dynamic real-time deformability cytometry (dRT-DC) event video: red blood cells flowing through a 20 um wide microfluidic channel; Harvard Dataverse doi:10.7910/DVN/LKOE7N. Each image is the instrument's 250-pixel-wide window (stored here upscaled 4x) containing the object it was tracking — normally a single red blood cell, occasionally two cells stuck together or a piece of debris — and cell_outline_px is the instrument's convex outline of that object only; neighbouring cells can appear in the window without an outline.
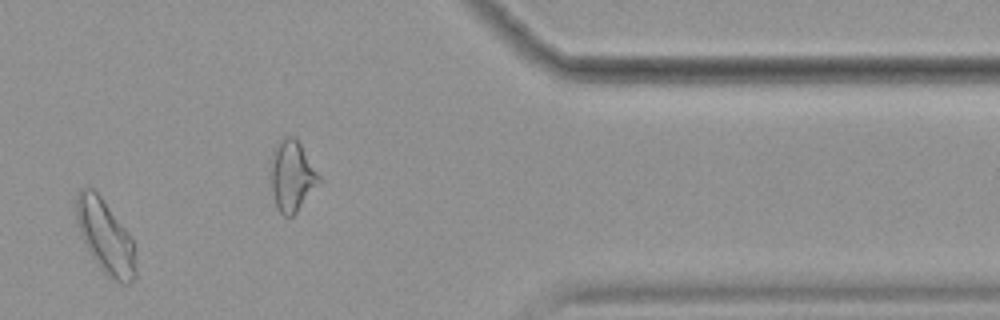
{"species": "common noctule bat (a hibernating species)", "species_latin": "Nyctalus noctula", "temperature_condition": "cold", "stored_images_in_passage": 13, "camera_frame_rate_fps": 3000, "um_per_image_px": 0.085, "animal": {"sex": "female", "body_mass_g": 19.9}, "frame": {"image": 1, "passage_image": 11, "time_ms": 3.333, "image_size_px": [1000, 320], "cell_outline_px": [[136, 276], [128, 284], [120, 284], [104, 272], [100, 268], [84, 244], [76, 220], [76, 192], [80, 188], [92, 188], [100, 196], [128, 232], [132, 240], [136, 268]], "centroid_in_image_um": [8.94, 20.12], "position_along_channel_um": 402.5, "area_um2": 25.2}}